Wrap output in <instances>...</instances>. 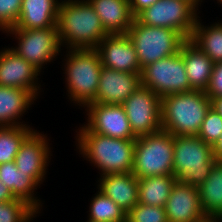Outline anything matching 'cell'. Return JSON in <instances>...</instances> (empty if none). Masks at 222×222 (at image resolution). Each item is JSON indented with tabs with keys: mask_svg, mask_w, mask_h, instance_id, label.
<instances>
[{
	"mask_svg": "<svg viewBox=\"0 0 222 222\" xmlns=\"http://www.w3.org/2000/svg\"><path fill=\"white\" fill-rule=\"evenodd\" d=\"M56 26L65 49H96L109 35L88 0H61Z\"/></svg>",
	"mask_w": 222,
	"mask_h": 222,
	"instance_id": "6da1fadb",
	"label": "cell"
},
{
	"mask_svg": "<svg viewBox=\"0 0 222 222\" xmlns=\"http://www.w3.org/2000/svg\"><path fill=\"white\" fill-rule=\"evenodd\" d=\"M75 146L79 155L99 170L100 176L132 172L136 139H118L77 129Z\"/></svg>",
	"mask_w": 222,
	"mask_h": 222,
	"instance_id": "7a4b0ae2",
	"label": "cell"
},
{
	"mask_svg": "<svg viewBox=\"0 0 222 222\" xmlns=\"http://www.w3.org/2000/svg\"><path fill=\"white\" fill-rule=\"evenodd\" d=\"M61 66L65 74L66 95L84 109L96 99L101 74V59L96 49H67ZM66 58V59H65Z\"/></svg>",
	"mask_w": 222,
	"mask_h": 222,
	"instance_id": "3957f363",
	"label": "cell"
},
{
	"mask_svg": "<svg viewBox=\"0 0 222 222\" xmlns=\"http://www.w3.org/2000/svg\"><path fill=\"white\" fill-rule=\"evenodd\" d=\"M210 107L211 99L200 90L163 96L162 129L173 136L197 135Z\"/></svg>",
	"mask_w": 222,
	"mask_h": 222,
	"instance_id": "277c9868",
	"label": "cell"
},
{
	"mask_svg": "<svg viewBox=\"0 0 222 222\" xmlns=\"http://www.w3.org/2000/svg\"><path fill=\"white\" fill-rule=\"evenodd\" d=\"M173 175L178 181L199 187L214 164L211 145L197 135L174 136Z\"/></svg>",
	"mask_w": 222,
	"mask_h": 222,
	"instance_id": "5b68a950",
	"label": "cell"
},
{
	"mask_svg": "<svg viewBox=\"0 0 222 222\" xmlns=\"http://www.w3.org/2000/svg\"><path fill=\"white\" fill-rule=\"evenodd\" d=\"M174 136L163 129L135 140L132 173L139 179L173 174Z\"/></svg>",
	"mask_w": 222,
	"mask_h": 222,
	"instance_id": "8992f818",
	"label": "cell"
},
{
	"mask_svg": "<svg viewBox=\"0 0 222 222\" xmlns=\"http://www.w3.org/2000/svg\"><path fill=\"white\" fill-rule=\"evenodd\" d=\"M126 34L135 47L141 69L159 59L177 54L186 41L174 29L147 26L136 18Z\"/></svg>",
	"mask_w": 222,
	"mask_h": 222,
	"instance_id": "52a82bcc",
	"label": "cell"
},
{
	"mask_svg": "<svg viewBox=\"0 0 222 222\" xmlns=\"http://www.w3.org/2000/svg\"><path fill=\"white\" fill-rule=\"evenodd\" d=\"M4 33L17 40V45L10 47V49L40 72L42 69L44 70L45 65L58 58L57 55H60L61 50L64 51L57 26L37 29L10 28Z\"/></svg>",
	"mask_w": 222,
	"mask_h": 222,
	"instance_id": "ba28073f",
	"label": "cell"
},
{
	"mask_svg": "<svg viewBox=\"0 0 222 222\" xmlns=\"http://www.w3.org/2000/svg\"><path fill=\"white\" fill-rule=\"evenodd\" d=\"M200 11L186 0H159L135 18L144 25L174 29L190 39Z\"/></svg>",
	"mask_w": 222,
	"mask_h": 222,
	"instance_id": "9c48e42d",
	"label": "cell"
},
{
	"mask_svg": "<svg viewBox=\"0 0 222 222\" xmlns=\"http://www.w3.org/2000/svg\"><path fill=\"white\" fill-rule=\"evenodd\" d=\"M140 79L141 85L150 88L160 98L192 91L180 51L143 67Z\"/></svg>",
	"mask_w": 222,
	"mask_h": 222,
	"instance_id": "30bf717a",
	"label": "cell"
},
{
	"mask_svg": "<svg viewBox=\"0 0 222 222\" xmlns=\"http://www.w3.org/2000/svg\"><path fill=\"white\" fill-rule=\"evenodd\" d=\"M122 106L136 137L162 129L161 98L150 88L139 86Z\"/></svg>",
	"mask_w": 222,
	"mask_h": 222,
	"instance_id": "8fae6325",
	"label": "cell"
},
{
	"mask_svg": "<svg viewBox=\"0 0 222 222\" xmlns=\"http://www.w3.org/2000/svg\"><path fill=\"white\" fill-rule=\"evenodd\" d=\"M87 121L83 126L90 132L118 139H136L122 105L89 103L85 107Z\"/></svg>",
	"mask_w": 222,
	"mask_h": 222,
	"instance_id": "7c38bea8",
	"label": "cell"
},
{
	"mask_svg": "<svg viewBox=\"0 0 222 222\" xmlns=\"http://www.w3.org/2000/svg\"><path fill=\"white\" fill-rule=\"evenodd\" d=\"M48 135L34 129L21 143L15 156L17 169L43 184L51 161V146Z\"/></svg>",
	"mask_w": 222,
	"mask_h": 222,
	"instance_id": "4fadbf2b",
	"label": "cell"
},
{
	"mask_svg": "<svg viewBox=\"0 0 222 222\" xmlns=\"http://www.w3.org/2000/svg\"><path fill=\"white\" fill-rule=\"evenodd\" d=\"M40 74L42 73L36 67L9 46L0 49V86L26 89L38 99L42 92Z\"/></svg>",
	"mask_w": 222,
	"mask_h": 222,
	"instance_id": "5bb4252c",
	"label": "cell"
},
{
	"mask_svg": "<svg viewBox=\"0 0 222 222\" xmlns=\"http://www.w3.org/2000/svg\"><path fill=\"white\" fill-rule=\"evenodd\" d=\"M96 50L99 52L103 67L128 73H141L137 52L127 34L107 35Z\"/></svg>",
	"mask_w": 222,
	"mask_h": 222,
	"instance_id": "9a60e30c",
	"label": "cell"
},
{
	"mask_svg": "<svg viewBox=\"0 0 222 222\" xmlns=\"http://www.w3.org/2000/svg\"><path fill=\"white\" fill-rule=\"evenodd\" d=\"M168 222H206L198 187L176 181L164 206Z\"/></svg>",
	"mask_w": 222,
	"mask_h": 222,
	"instance_id": "2e32d148",
	"label": "cell"
},
{
	"mask_svg": "<svg viewBox=\"0 0 222 222\" xmlns=\"http://www.w3.org/2000/svg\"><path fill=\"white\" fill-rule=\"evenodd\" d=\"M141 86L140 73L101 68L96 99L93 103L122 105Z\"/></svg>",
	"mask_w": 222,
	"mask_h": 222,
	"instance_id": "e0dca14e",
	"label": "cell"
},
{
	"mask_svg": "<svg viewBox=\"0 0 222 222\" xmlns=\"http://www.w3.org/2000/svg\"><path fill=\"white\" fill-rule=\"evenodd\" d=\"M97 189L129 212L138 203V178L132 173L99 176Z\"/></svg>",
	"mask_w": 222,
	"mask_h": 222,
	"instance_id": "ac0fdd59",
	"label": "cell"
},
{
	"mask_svg": "<svg viewBox=\"0 0 222 222\" xmlns=\"http://www.w3.org/2000/svg\"><path fill=\"white\" fill-rule=\"evenodd\" d=\"M36 99L26 89L0 86V126H30L21 120Z\"/></svg>",
	"mask_w": 222,
	"mask_h": 222,
	"instance_id": "d6986e66",
	"label": "cell"
},
{
	"mask_svg": "<svg viewBox=\"0 0 222 222\" xmlns=\"http://www.w3.org/2000/svg\"><path fill=\"white\" fill-rule=\"evenodd\" d=\"M99 16L104 30L109 34H126L135 17L129 0H88Z\"/></svg>",
	"mask_w": 222,
	"mask_h": 222,
	"instance_id": "ffe728a7",
	"label": "cell"
},
{
	"mask_svg": "<svg viewBox=\"0 0 222 222\" xmlns=\"http://www.w3.org/2000/svg\"><path fill=\"white\" fill-rule=\"evenodd\" d=\"M180 53L192 90L205 92L211 80L213 61L189 39L182 44Z\"/></svg>",
	"mask_w": 222,
	"mask_h": 222,
	"instance_id": "44dd1931",
	"label": "cell"
},
{
	"mask_svg": "<svg viewBox=\"0 0 222 222\" xmlns=\"http://www.w3.org/2000/svg\"><path fill=\"white\" fill-rule=\"evenodd\" d=\"M0 181L10 189L15 198L25 200L39 214L41 213L44 203L36 195L40 185L32 177L17 169L15 161L0 164Z\"/></svg>",
	"mask_w": 222,
	"mask_h": 222,
	"instance_id": "7402d4cb",
	"label": "cell"
},
{
	"mask_svg": "<svg viewBox=\"0 0 222 222\" xmlns=\"http://www.w3.org/2000/svg\"><path fill=\"white\" fill-rule=\"evenodd\" d=\"M61 0H22L20 16L13 28L55 27Z\"/></svg>",
	"mask_w": 222,
	"mask_h": 222,
	"instance_id": "603a6c76",
	"label": "cell"
},
{
	"mask_svg": "<svg viewBox=\"0 0 222 222\" xmlns=\"http://www.w3.org/2000/svg\"><path fill=\"white\" fill-rule=\"evenodd\" d=\"M202 211L208 219H222V162H216L198 187Z\"/></svg>",
	"mask_w": 222,
	"mask_h": 222,
	"instance_id": "cb8c5ba5",
	"label": "cell"
},
{
	"mask_svg": "<svg viewBox=\"0 0 222 222\" xmlns=\"http://www.w3.org/2000/svg\"><path fill=\"white\" fill-rule=\"evenodd\" d=\"M177 178L173 174L138 179V203L164 207Z\"/></svg>",
	"mask_w": 222,
	"mask_h": 222,
	"instance_id": "d4e9b609",
	"label": "cell"
},
{
	"mask_svg": "<svg viewBox=\"0 0 222 222\" xmlns=\"http://www.w3.org/2000/svg\"><path fill=\"white\" fill-rule=\"evenodd\" d=\"M198 16L190 41L203 51L214 64L222 62V21L205 25ZM220 21V22H219Z\"/></svg>",
	"mask_w": 222,
	"mask_h": 222,
	"instance_id": "484cf974",
	"label": "cell"
},
{
	"mask_svg": "<svg viewBox=\"0 0 222 222\" xmlns=\"http://www.w3.org/2000/svg\"><path fill=\"white\" fill-rule=\"evenodd\" d=\"M91 198L87 211L89 221L125 222L127 220V212L99 189Z\"/></svg>",
	"mask_w": 222,
	"mask_h": 222,
	"instance_id": "4316f807",
	"label": "cell"
},
{
	"mask_svg": "<svg viewBox=\"0 0 222 222\" xmlns=\"http://www.w3.org/2000/svg\"><path fill=\"white\" fill-rule=\"evenodd\" d=\"M33 130L30 126H0V164L15 160L21 143Z\"/></svg>",
	"mask_w": 222,
	"mask_h": 222,
	"instance_id": "83f0119b",
	"label": "cell"
},
{
	"mask_svg": "<svg viewBox=\"0 0 222 222\" xmlns=\"http://www.w3.org/2000/svg\"><path fill=\"white\" fill-rule=\"evenodd\" d=\"M38 214L25 200L0 201V222H31Z\"/></svg>",
	"mask_w": 222,
	"mask_h": 222,
	"instance_id": "f1b7e54d",
	"label": "cell"
},
{
	"mask_svg": "<svg viewBox=\"0 0 222 222\" xmlns=\"http://www.w3.org/2000/svg\"><path fill=\"white\" fill-rule=\"evenodd\" d=\"M222 134V117L212 107L208 110L197 136L212 147Z\"/></svg>",
	"mask_w": 222,
	"mask_h": 222,
	"instance_id": "f546056e",
	"label": "cell"
},
{
	"mask_svg": "<svg viewBox=\"0 0 222 222\" xmlns=\"http://www.w3.org/2000/svg\"><path fill=\"white\" fill-rule=\"evenodd\" d=\"M128 222H168L164 207L137 203L128 213Z\"/></svg>",
	"mask_w": 222,
	"mask_h": 222,
	"instance_id": "4dcf8cb0",
	"label": "cell"
},
{
	"mask_svg": "<svg viewBox=\"0 0 222 222\" xmlns=\"http://www.w3.org/2000/svg\"><path fill=\"white\" fill-rule=\"evenodd\" d=\"M21 5L22 0H0V28L4 32L18 22Z\"/></svg>",
	"mask_w": 222,
	"mask_h": 222,
	"instance_id": "1f68e13d",
	"label": "cell"
},
{
	"mask_svg": "<svg viewBox=\"0 0 222 222\" xmlns=\"http://www.w3.org/2000/svg\"><path fill=\"white\" fill-rule=\"evenodd\" d=\"M205 92L210 99L222 97V62L214 64L211 80Z\"/></svg>",
	"mask_w": 222,
	"mask_h": 222,
	"instance_id": "d6a6232c",
	"label": "cell"
},
{
	"mask_svg": "<svg viewBox=\"0 0 222 222\" xmlns=\"http://www.w3.org/2000/svg\"><path fill=\"white\" fill-rule=\"evenodd\" d=\"M159 0H129L131 13L136 17L144 9L152 6Z\"/></svg>",
	"mask_w": 222,
	"mask_h": 222,
	"instance_id": "836d02e7",
	"label": "cell"
},
{
	"mask_svg": "<svg viewBox=\"0 0 222 222\" xmlns=\"http://www.w3.org/2000/svg\"><path fill=\"white\" fill-rule=\"evenodd\" d=\"M15 199L10 189L0 181V201H11Z\"/></svg>",
	"mask_w": 222,
	"mask_h": 222,
	"instance_id": "e575fe53",
	"label": "cell"
},
{
	"mask_svg": "<svg viewBox=\"0 0 222 222\" xmlns=\"http://www.w3.org/2000/svg\"><path fill=\"white\" fill-rule=\"evenodd\" d=\"M212 148L217 162H222V134Z\"/></svg>",
	"mask_w": 222,
	"mask_h": 222,
	"instance_id": "d590c367",
	"label": "cell"
},
{
	"mask_svg": "<svg viewBox=\"0 0 222 222\" xmlns=\"http://www.w3.org/2000/svg\"><path fill=\"white\" fill-rule=\"evenodd\" d=\"M211 107L215 109L222 117V97L211 99Z\"/></svg>",
	"mask_w": 222,
	"mask_h": 222,
	"instance_id": "8d00e7d4",
	"label": "cell"
},
{
	"mask_svg": "<svg viewBox=\"0 0 222 222\" xmlns=\"http://www.w3.org/2000/svg\"><path fill=\"white\" fill-rule=\"evenodd\" d=\"M186 1L191 3L198 11L200 8L199 6H201V3L203 2V0H186Z\"/></svg>",
	"mask_w": 222,
	"mask_h": 222,
	"instance_id": "74e56055",
	"label": "cell"
},
{
	"mask_svg": "<svg viewBox=\"0 0 222 222\" xmlns=\"http://www.w3.org/2000/svg\"><path fill=\"white\" fill-rule=\"evenodd\" d=\"M206 222H222V219H208Z\"/></svg>",
	"mask_w": 222,
	"mask_h": 222,
	"instance_id": "f35d334b",
	"label": "cell"
},
{
	"mask_svg": "<svg viewBox=\"0 0 222 222\" xmlns=\"http://www.w3.org/2000/svg\"><path fill=\"white\" fill-rule=\"evenodd\" d=\"M217 3L219 4V5H221L222 4V0H217ZM222 6V5H221Z\"/></svg>",
	"mask_w": 222,
	"mask_h": 222,
	"instance_id": "ab89813d",
	"label": "cell"
}]
</instances>
